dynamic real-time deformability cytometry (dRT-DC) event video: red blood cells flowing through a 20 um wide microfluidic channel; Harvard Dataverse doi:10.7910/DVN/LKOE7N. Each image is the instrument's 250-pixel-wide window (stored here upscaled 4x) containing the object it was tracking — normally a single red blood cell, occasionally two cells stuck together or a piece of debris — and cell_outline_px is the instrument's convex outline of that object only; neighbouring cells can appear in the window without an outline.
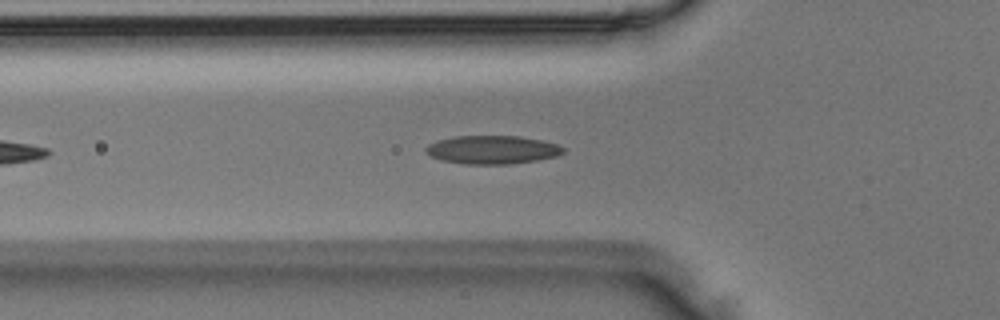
{"species": "Egyptian fruit bat (a non-hibernating species)", "species_latin": "Rousettus aegyptiacus", "temperature_condition": "room temperature", "stored_images_in_passage": 24, "camera_frame_rate_fps": 3000, "um_per_image_px": 0.085, "animal": {"sex": "male"}, "frame": {"image": 1, "passage_image": 5, "time_ms": 1.333, "image_size_px": [1000, 320], "cell_outline_px": [[564, 152], [556, 156], [536, 160], [508, 164], [464, 164], [440, 160], [424, 152], [424, 148], [428, 144], [436, 140], [456, 136], [520, 136], [544, 140], [556, 144], [564, 148]], "centroid_in_image_um": [41.81, 12.72], "position_along_channel_um": 84.0, "area_um2": 22.83}}
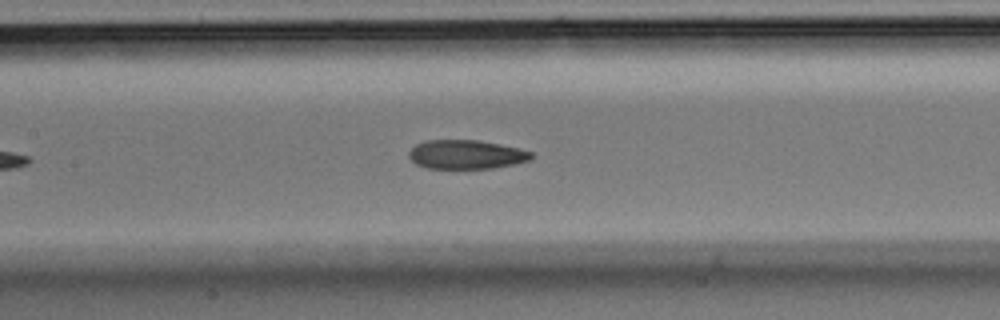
{"frame": {"image": 2, "passage_image": 11, "time_ms": 3.333, "image_size_px": [1000, 320], "cell_outline_px": [[532, 156], [528, 160], [516, 164], [492, 168], [424, 168], [416, 164], [408, 156], [408, 152], [416, 144], [424, 140], [476, 140], [516, 148], [532, 152]], "centroid_in_image_um": [39.57, 13.13], "position_along_channel_um": 167.8, "area_um2": 20.46}}
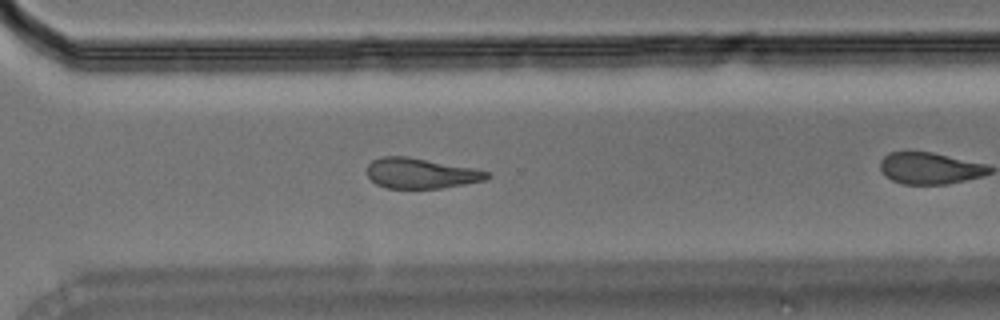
{"frame": {"image": 3, "passage_image": 20, "time_ms": 6.333, "image_size_px": [1000, 320], "cell_outline_px": [[492, 176], [484, 180], [464, 184], [440, 188], [388, 188], [376, 184], [368, 176], [368, 164], [372, 160], [380, 156], [408, 156], [472, 168], [488, 172]], "centroid_in_image_um": [35.74, 14.72], "position_along_channel_um": 334.9, "area_um2": 21.04}}